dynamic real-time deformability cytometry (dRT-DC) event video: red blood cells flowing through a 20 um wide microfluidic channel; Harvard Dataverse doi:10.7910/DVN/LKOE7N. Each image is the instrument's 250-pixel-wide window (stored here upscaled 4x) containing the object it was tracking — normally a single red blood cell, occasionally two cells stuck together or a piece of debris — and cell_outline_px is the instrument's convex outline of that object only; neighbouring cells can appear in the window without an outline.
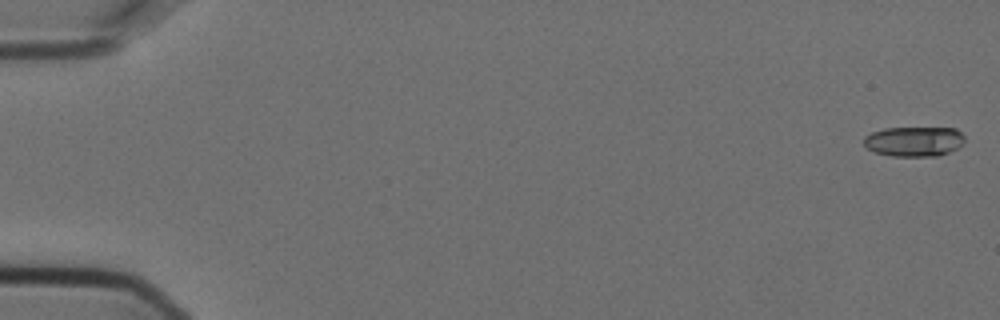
{"species": "Egyptian fruit bat (a non-hibernating species)", "species_latin": "Rousettus aegyptiacus", "temperature_condition": "cold", "stored_images_in_passage": 5, "camera_frame_rate_fps": 3000, "um_per_image_px": 0.085, "animal": {"sex": "female"}, "frame": {"image": 1, "passage_image": 1, "time_ms": 0.0, "image_size_px": [1000, 320], "cell_outline_px": [[964, 144], [940, 156], [892, 156], [872, 152], [864, 144], [864, 136], [872, 132], [884, 128], [956, 128], [964, 136]], "centroid_in_image_um": [77.69, 12.02], "position_along_channel_um": 7.3, "area_um2": 17.69}}
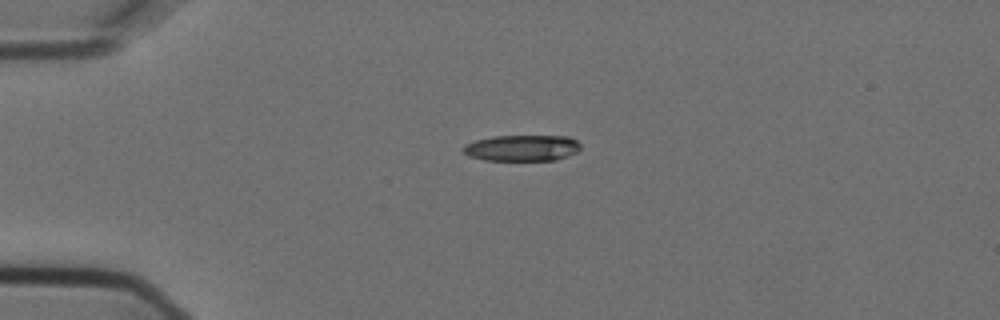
{"frame": {"image": 2, "passage_image": 4, "time_ms": 1.0, "image_size_px": [1000, 320], "cell_outline_px": [[580, 148], [576, 152], [568, 156], [556, 160], [484, 160], [468, 156], [464, 152], [464, 144], [476, 140], [492, 136], [568, 136], [576, 140], [580, 144]], "centroid_in_image_um": [44.38, 12.57], "position_along_channel_um": 40.6, "area_um2": 17.86}}